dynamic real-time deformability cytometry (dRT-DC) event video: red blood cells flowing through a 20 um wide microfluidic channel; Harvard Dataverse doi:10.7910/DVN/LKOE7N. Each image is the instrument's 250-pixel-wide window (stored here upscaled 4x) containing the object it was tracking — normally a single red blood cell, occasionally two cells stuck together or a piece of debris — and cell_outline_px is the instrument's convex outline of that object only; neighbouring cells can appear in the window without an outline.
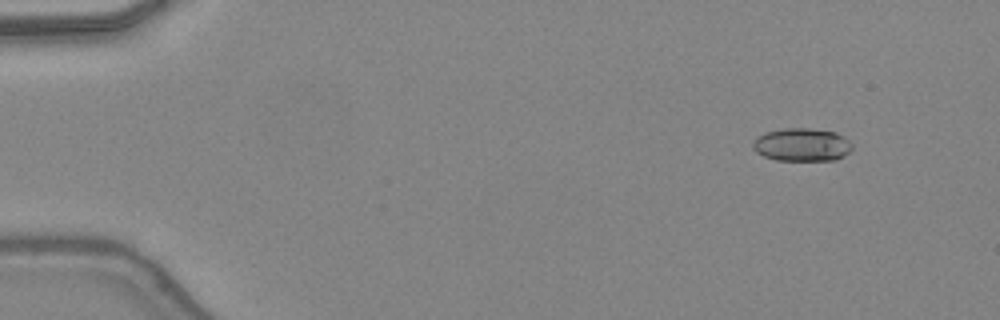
{"species": "common noctule bat (a hibernating species)", "species_latin": "Nyctalus noctula", "temperature_condition": "warm", "stored_images_in_passage": 47, "camera_frame_rate_fps": 3000, "um_per_image_px": 0.085, "animal": {"sex": "female", "body_mass_g": 24.6, "forearm_length_mm": 56.2}, "frame": {"image": 1, "passage_image": 5, "time_ms": 1.333, "image_size_px": [1000, 320], "cell_outline_px": [[852, 148], [844, 156], [836, 160], [776, 160], [764, 156], [756, 152], [752, 148], [752, 140], [756, 136], [764, 132], [784, 128], [808, 128], [836, 132], [844, 136], [852, 144]], "centroid_in_image_um": [68.13, 12.29], "position_along_channel_um": 16.9, "area_um2": 19.36}}
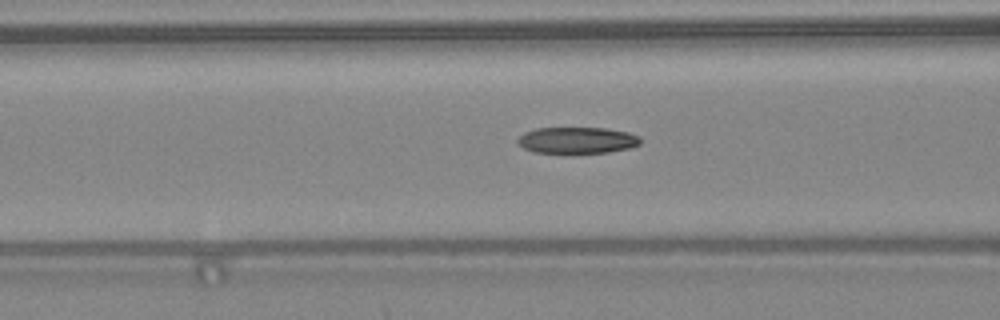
{"frame": {"image": 2, "passage_image": 20, "time_ms": 6.333, "image_size_px": [1000, 320], "cell_outline_px": [[640, 144], [632, 148], [608, 152], [572, 156], [532, 152], [516, 144], [516, 140], [524, 132], [536, 128], [608, 128], [628, 132], [640, 136]], "centroid_in_image_um": [49.03, 11.97], "position_along_channel_um": 117.6, "area_um2": 20.0}}
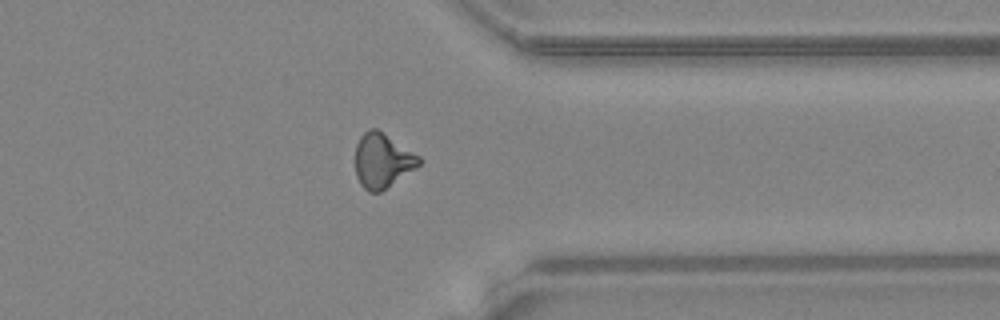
{"frame": {"image": 3, "passage_image": 38, "time_ms": 12.333, "image_size_px": [1000, 320], "cell_outline_px": [[424, 160], [416, 168], [380, 192], [368, 192], [360, 184], [356, 176], [356, 144], [360, 136], [368, 128], [376, 128], [420, 156]], "centroid_in_image_um": [32.5, 13.65], "position_along_channel_um": 378.9, "area_um2": 20.23}, "authors_computed_cell_mechanics": {"area_um2": 19.7098, "velocity_mm_per_s": 4.4389, "shape_relaxation_time_tau1_ms": null, "shape_relaxation_time_tau2_ms": 2.9285, "deformation_change_tau1": null, "deformation_change_tau2": 0.1099}}